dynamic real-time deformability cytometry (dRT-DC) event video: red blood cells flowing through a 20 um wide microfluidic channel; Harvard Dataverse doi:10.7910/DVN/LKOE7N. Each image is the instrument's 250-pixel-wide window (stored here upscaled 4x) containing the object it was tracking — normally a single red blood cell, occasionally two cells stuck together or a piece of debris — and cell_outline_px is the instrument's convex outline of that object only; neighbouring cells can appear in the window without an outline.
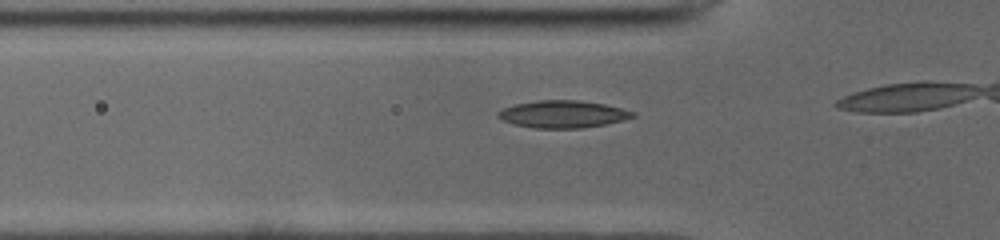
{"species": "common noctule bat (a hibernating species)", "species_latin": "Nyctalus noctula", "temperature_condition": "cold", "stored_images_in_passage": 15, "camera_frame_rate_fps": 3000, "um_per_image_px": 0.085, "animal": {"sex": "male", "body_mass_g": 19.0, "forearm_length_mm": 50.8}, "frame": {"image": 1, "passage_image": 11, "time_ms": 3.333, "image_size_px": [1000, 240], "cell_outline_px": [[636, 116], [624, 120], [604, 124], [580, 128], [532, 128], [516, 124], [504, 120], [496, 116], [496, 112], [504, 108], [516, 104], [536, 100], [580, 100], [604, 104], [636, 112]], "centroid_in_image_um": [47.85, 9.7], "position_along_channel_um": 78.0, "area_um2": 21.33}}